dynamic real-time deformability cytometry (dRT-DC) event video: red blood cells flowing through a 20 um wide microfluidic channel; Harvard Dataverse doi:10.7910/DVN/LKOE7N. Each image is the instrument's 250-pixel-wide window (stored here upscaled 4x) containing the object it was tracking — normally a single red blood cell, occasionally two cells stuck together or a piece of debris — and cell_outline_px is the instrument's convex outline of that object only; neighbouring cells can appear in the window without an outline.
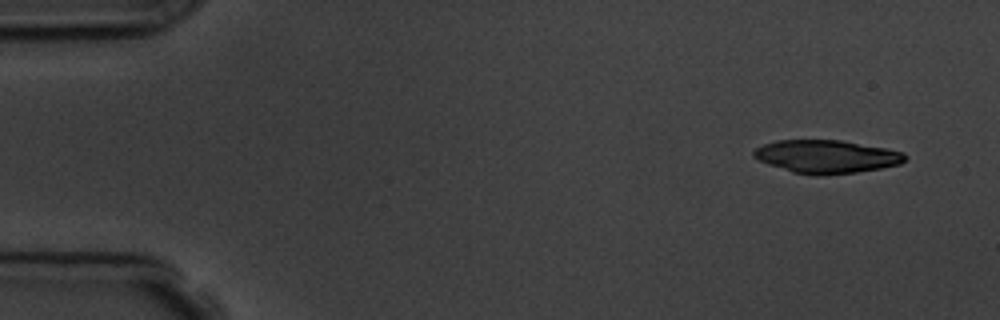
{"species": "common noctule bat (a hibernating species)", "species_latin": "Nyctalus noctula", "temperature_condition": "room temperature", "stored_images_in_passage": 5, "camera_frame_rate_fps": 3000, "um_per_image_px": 0.085, "animal": {"sex": "male", "body_mass_g": 19.5, "forearm_length_mm": 54.6}, "frame": {"image": 1, "passage_image": 1, "time_ms": 0.0, "image_size_px": [1000, 320], "cell_outline_px": [[908, 156], [900, 164], [880, 168], [856, 172], [792, 172], [768, 164], [752, 156], [752, 152], [756, 148], [764, 144], [776, 140], [840, 140], [884, 148], [904, 152]], "centroid_in_image_um": [70.25, 13.26], "position_along_channel_um": 14.8, "area_um2": 28.15}}